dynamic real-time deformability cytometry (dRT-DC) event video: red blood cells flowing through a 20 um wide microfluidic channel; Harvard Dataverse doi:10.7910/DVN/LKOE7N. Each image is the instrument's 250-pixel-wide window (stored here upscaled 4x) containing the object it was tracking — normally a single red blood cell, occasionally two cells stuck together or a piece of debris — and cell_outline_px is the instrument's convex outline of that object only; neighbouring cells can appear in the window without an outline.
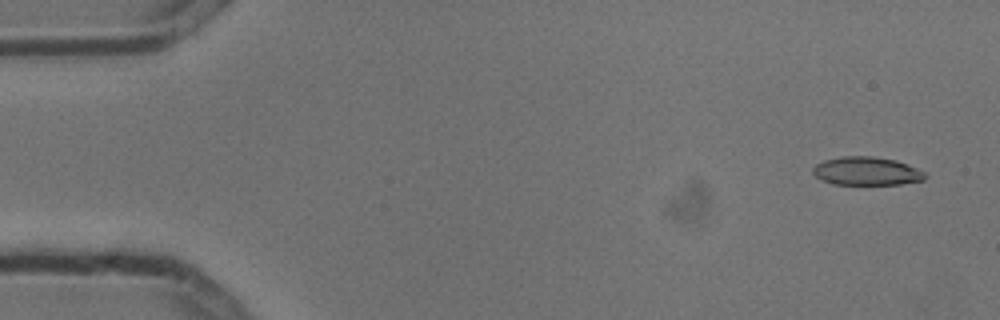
{"species": "common noctule bat (a hibernating species)", "species_latin": "Nyctalus noctula", "temperature_condition": "cold", "stored_images_in_passage": 7, "camera_frame_rate_fps": 3000, "um_per_image_px": 0.085, "animal": {"sex": "male", "body_mass_g": 13.3}, "frame": {"image": 1, "passage_image": 1, "time_ms": 0.0, "image_size_px": [1000, 320], "cell_outline_px": [[928, 176], [924, 180], [900, 184], [832, 184], [816, 176], [812, 172], [812, 168], [816, 164], [824, 160], [840, 156], [872, 156], [896, 160], [916, 168], [924, 172]], "centroid_in_image_um": [73.66, 14.54], "position_along_channel_um": 11.3, "area_um2": 18.5}}
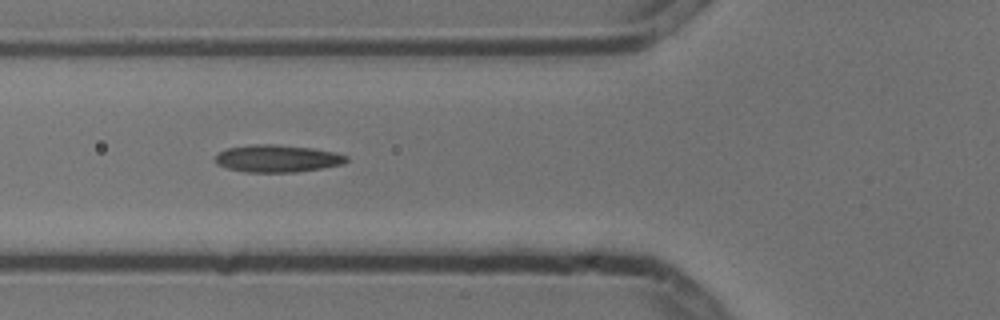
{"frame": {"image": 2, "passage_image": 6, "time_ms": 1.667, "image_size_px": [1000, 320], "cell_outline_px": [[348, 160], [344, 164], [296, 172], [244, 172], [228, 168], [216, 164], [216, 156], [220, 152], [228, 148], [252, 144], [276, 144], [312, 148], [332, 152], [348, 156]], "centroid_in_image_um": [23.57, 13.47], "position_along_channel_um": 102.2, "area_um2": 20.75}}
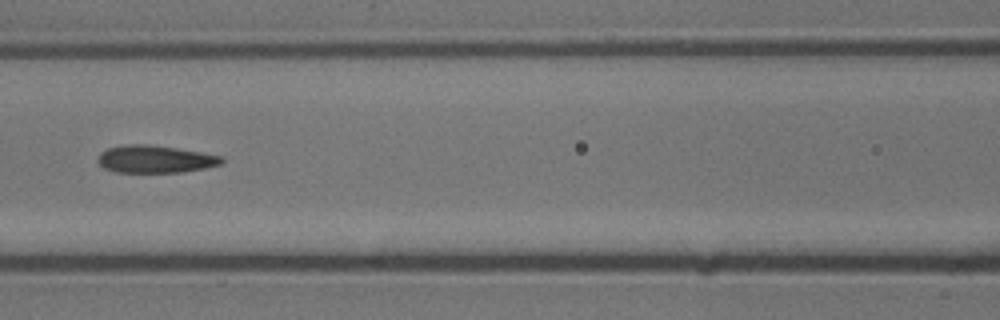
{"frame": {"image": 3, "passage_image": 7, "time_ms": 2.0, "image_size_px": [1000, 320], "cell_outline_px": [[224, 160], [220, 164], [204, 168], [180, 172], [116, 172], [104, 168], [96, 160], [100, 152], [108, 148], [124, 144], [148, 144], [176, 148], [224, 156]], "centroid_in_image_um": [13.16, 13.52], "position_along_channel_um": 153.4, "area_um2": 19.83}}